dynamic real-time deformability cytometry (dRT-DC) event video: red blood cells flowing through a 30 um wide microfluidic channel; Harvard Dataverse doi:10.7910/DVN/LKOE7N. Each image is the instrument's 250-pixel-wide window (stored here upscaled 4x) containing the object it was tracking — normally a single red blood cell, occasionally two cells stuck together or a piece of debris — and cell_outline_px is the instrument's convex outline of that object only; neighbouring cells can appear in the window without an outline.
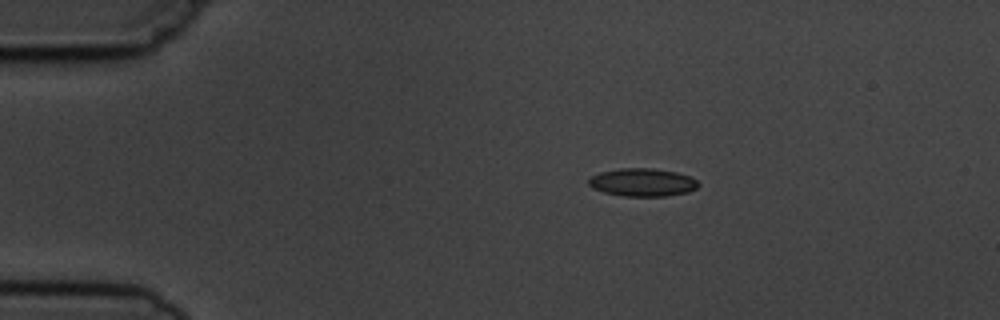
{"species": "common noctule bat (a hibernating species)", "species_latin": "Nyctalus noctula", "temperature_condition": "cold", "stored_images_in_passage": 3, "camera_frame_rate_fps": 3000, "um_per_image_px": 0.085, "animal": {"sex": "male", "body_mass_g": 19.5, "forearm_length_mm": 54.6}, "frame": {"image": 1, "passage_image": 2, "time_ms": 1.333, "image_size_px": [1000, 320], "cell_outline_px": [[700, 184], [696, 188], [688, 192], [668, 196], [624, 196], [604, 192], [592, 188], [588, 184], [588, 180], [592, 176], [600, 172], [620, 168], [652, 168], [676, 172], [688, 176], [696, 180]], "centroid_in_image_um": [54.6, 15.5], "position_along_channel_um": 30.4, "area_um2": 17.86}}